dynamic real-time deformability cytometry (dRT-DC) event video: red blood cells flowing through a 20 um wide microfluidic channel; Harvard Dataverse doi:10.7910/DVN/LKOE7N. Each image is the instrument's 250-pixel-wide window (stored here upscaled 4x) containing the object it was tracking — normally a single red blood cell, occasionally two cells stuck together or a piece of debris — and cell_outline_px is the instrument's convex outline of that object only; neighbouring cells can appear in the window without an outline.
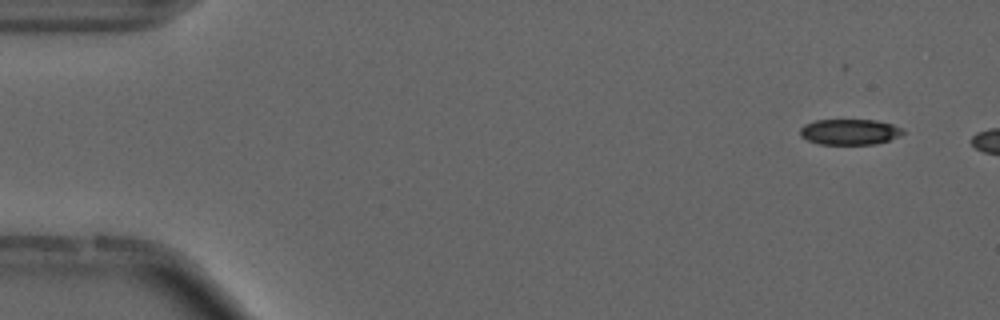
{"species": "common noctule bat (a hibernating species)", "species_latin": "Nyctalus noctula", "temperature_condition": "cold", "stored_images_in_passage": 4, "camera_frame_rate_fps": 3000, "um_per_image_px": 0.085, "animal": {"sex": "male", "forearm_length_mm": 52.5}, "frame": {"image": 1, "passage_image": 4, "time_ms": 1.0, "image_size_px": [1000, 320], "cell_outline_px": [[904, 132], [900, 136], [876, 144], [820, 144], [808, 140], [800, 136], [800, 128], [804, 124], [816, 120], [876, 120], [892, 124], [900, 128]], "centroid_in_image_um": [72.2, 11.21], "position_along_channel_um": 12.8, "area_um2": 15.32}}